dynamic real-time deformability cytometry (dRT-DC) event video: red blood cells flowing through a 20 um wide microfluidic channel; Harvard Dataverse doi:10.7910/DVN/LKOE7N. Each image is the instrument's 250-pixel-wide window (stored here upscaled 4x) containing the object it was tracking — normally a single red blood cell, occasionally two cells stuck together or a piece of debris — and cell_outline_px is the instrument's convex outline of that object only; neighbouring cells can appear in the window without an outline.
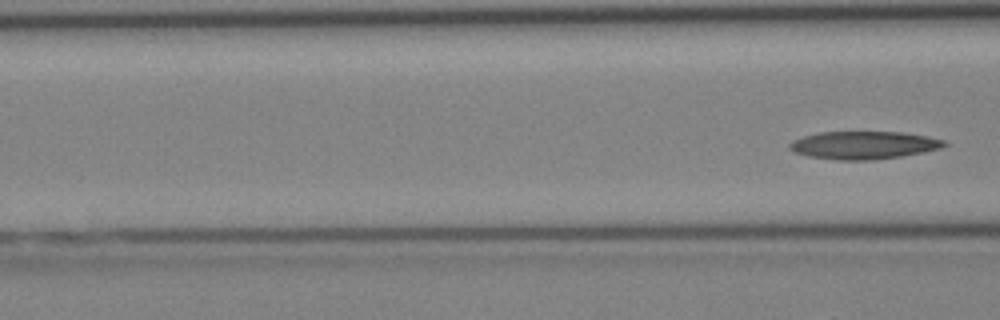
{"species": "Egyptian fruit bat (a non-hibernating species)", "species_latin": "Rousettus aegyptiacus", "temperature_condition": "cold", "stored_images_in_passage": 5, "segment_of_instrument_passage": [2, 2], "camera_frame_rate_fps": 3000, "um_per_image_px": 0.085, "animal": {"sex": "female"}, "frame": {"image": 1, "passage_image": 5, "time_ms": 5.667, "image_size_px": [1000, 320], "cell_outline_px": [[948, 144], [940, 148], [924, 152], [900, 156], [872, 160], [840, 160], [808, 156], [796, 152], [788, 148], [788, 144], [792, 140], [804, 136], [820, 132], [904, 132], [928, 136], [944, 140]], "centroid_in_image_um": [73.42, 12.33], "position_along_channel_um": 93.2, "area_um2": 25.03}}